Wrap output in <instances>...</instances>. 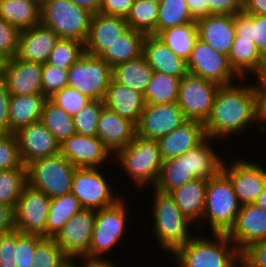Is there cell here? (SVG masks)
Segmentation results:
<instances>
[{
  "instance_id": "6da1fadb",
  "label": "cell",
  "mask_w": 266,
  "mask_h": 267,
  "mask_svg": "<svg viewBox=\"0 0 266 267\" xmlns=\"http://www.w3.org/2000/svg\"><path fill=\"white\" fill-rule=\"evenodd\" d=\"M246 79L240 78L239 85L235 82L219 86L210 115L204 123L206 137L222 140L232 137V134L239 135L251 123L257 124L255 87L244 83Z\"/></svg>"
},
{
  "instance_id": "7a4b0ae2",
  "label": "cell",
  "mask_w": 266,
  "mask_h": 267,
  "mask_svg": "<svg viewBox=\"0 0 266 267\" xmlns=\"http://www.w3.org/2000/svg\"><path fill=\"white\" fill-rule=\"evenodd\" d=\"M194 236L172 255L177 267H242L241 252L227 234Z\"/></svg>"
},
{
  "instance_id": "3957f363",
  "label": "cell",
  "mask_w": 266,
  "mask_h": 267,
  "mask_svg": "<svg viewBox=\"0 0 266 267\" xmlns=\"http://www.w3.org/2000/svg\"><path fill=\"white\" fill-rule=\"evenodd\" d=\"M153 191L152 233L160 249L172 255L194 236L189 229L193 223L183 215L169 193H162L154 188Z\"/></svg>"
},
{
  "instance_id": "277c9868",
  "label": "cell",
  "mask_w": 266,
  "mask_h": 267,
  "mask_svg": "<svg viewBox=\"0 0 266 267\" xmlns=\"http://www.w3.org/2000/svg\"><path fill=\"white\" fill-rule=\"evenodd\" d=\"M113 158V161L119 162V171L124 170L138 190L142 191L148 185L155 186L163 163L157 140L136 135L130 144L118 150Z\"/></svg>"
},
{
  "instance_id": "5b68a950",
  "label": "cell",
  "mask_w": 266,
  "mask_h": 267,
  "mask_svg": "<svg viewBox=\"0 0 266 267\" xmlns=\"http://www.w3.org/2000/svg\"><path fill=\"white\" fill-rule=\"evenodd\" d=\"M240 206L232 182L221 170L208 180L204 212L197 229L208 222L212 233L227 234L235 224Z\"/></svg>"
},
{
  "instance_id": "8992f818",
  "label": "cell",
  "mask_w": 266,
  "mask_h": 267,
  "mask_svg": "<svg viewBox=\"0 0 266 267\" xmlns=\"http://www.w3.org/2000/svg\"><path fill=\"white\" fill-rule=\"evenodd\" d=\"M93 14L71 0H45L41 4V24L59 38L87 41Z\"/></svg>"
},
{
  "instance_id": "52a82bcc",
  "label": "cell",
  "mask_w": 266,
  "mask_h": 267,
  "mask_svg": "<svg viewBox=\"0 0 266 267\" xmlns=\"http://www.w3.org/2000/svg\"><path fill=\"white\" fill-rule=\"evenodd\" d=\"M76 167L60 153L31 162L27 166V182L48 197L71 193Z\"/></svg>"
},
{
  "instance_id": "ba28073f",
  "label": "cell",
  "mask_w": 266,
  "mask_h": 267,
  "mask_svg": "<svg viewBox=\"0 0 266 267\" xmlns=\"http://www.w3.org/2000/svg\"><path fill=\"white\" fill-rule=\"evenodd\" d=\"M125 201L126 199L121 198L110 207L96 210L88 258H106L103 255L110 253L122 238L124 240L129 217Z\"/></svg>"
},
{
  "instance_id": "9c48e42d",
  "label": "cell",
  "mask_w": 266,
  "mask_h": 267,
  "mask_svg": "<svg viewBox=\"0 0 266 267\" xmlns=\"http://www.w3.org/2000/svg\"><path fill=\"white\" fill-rule=\"evenodd\" d=\"M112 79V67L100 57L83 54L68 69L67 86L91 100L103 101Z\"/></svg>"
},
{
  "instance_id": "30bf717a",
  "label": "cell",
  "mask_w": 266,
  "mask_h": 267,
  "mask_svg": "<svg viewBox=\"0 0 266 267\" xmlns=\"http://www.w3.org/2000/svg\"><path fill=\"white\" fill-rule=\"evenodd\" d=\"M101 168H76L71 193L82 208L100 210L114 205L121 195H115L111 183L102 173ZM106 174V175H104ZM105 176V177H104Z\"/></svg>"
},
{
  "instance_id": "8fae6325",
  "label": "cell",
  "mask_w": 266,
  "mask_h": 267,
  "mask_svg": "<svg viewBox=\"0 0 266 267\" xmlns=\"http://www.w3.org/2000/svg\"><path fill=\"white\" fill-rule=\"evenodd\" d=\"M218 84L187 74L181 78L177 104L187 120L205 123L210 115Z\"/></svg>"
},
{
  "instance_id": "7c38bea8",
  "label": "cell",
  "mask_w": 266,
  "mask_h": 267,
  "mask_svg": "<svg viewBox=\"0 0 266 267\" xmlns=\"http://www.w3.org/2000/svg\"><path fill=\"white\" fill-rule=\"evenodd\" d=\"M187 62L188 74L212 81L218 85H228L240 80L231 68L228 56L217 52L209 44L197 39Z\"/></svg>"
},
{
  "instance_id": "4fadbf2b",
  "label": "cell",
  "mask_w": 266,
  "mask_h": 267,
  "mask_svg": "<svg viewBox=\"0 0 266 267\" xmlns=\"http://www.w3.org/2000/svg\"><path fill=\"white\" fill-rule=\"evenodd\" d=\"M51 198L27 184L14 208V230L45 238Z\"/></svg>"
},
{
  "instance_id": "5bb4252c",
  "label": "cell",
  "mask_w": 266,
  "mask_h": 267,
  "mask_svg": "<svg viewBox=\"0 0 266 267\" xmlns=\"http://www.w3.org/2000/svg\"><path fill=\"white\" fill-rule=\"evenodd\" d=\"M96 218V210L82 208L53 238L70 259L87 257Z\"/></svg>"
},
{
  "instance_id": "9a60e30c",
  "label": "cell",
  "mask_w": 266,
  "mask_h": 267,
  "mask_svg": "<svg viewBox=\"0 0 266 267\" xmlns=\"http://www.w3.org/2000/svg\"><path fill=\"white\" fill-rule=\"evenodd\" d=\"M223 161L222 171L232 182L240 205L254 204L266 186V170L257 162L237 159L231 164Z\"/></svg>"
},
{
  "instance_id": "2e32d148",
  "label": "cell",
  "mask_w": 266,
  "mask_h": 267,
  "mask_svg": "<svg viewBox=\"0 0 266 267\" xmlns=\"http://www.w3.org/2000/svg\"><path fill=\"white\" fill-rule=\"evenodd\" d=\"M186 121L177 103L146 104L136 124V135L158 140Z\"/></svg>"
},
{
  "instance_id": "e0dca14e",
  "label": "cell",
  "mask_w": 266,
  "mask_h": 267,
  "mask_svg": "<svg viewBox=\"0 0 266 267\" xmlns=\"http://www.w3.org/2000/svg\"><path fill=\"white\" fill-rule=\"evenodd\" d=\"M59 153L76 168H101L108 159L112 163L114 156L97 136L78 133L60 143Z\"/></svg>"
},
{
  "instance_id": "ac0fdd59",
  "label": "cell",
  "mask_w": 266,
  "mask_h": 267,
  "mask_svg": "<svg viewBox=\"0 0 266 267\" xmlns=\"http://www.w3.org/2000/svg\"><path fill=\"white\" fill-rule=\"evenodd\" d=\"M14 134L21 161L26 167L33 161L59 154V142L40 121L31 123Z\"/></svg>"
},
{
  "instance_id": "d6986e66",
  "label": "cell",
  "mask_w": 266,
  "mask_h": 267,
  "mask_svg": "<svg viewBox=\"0 0 266 267\" xmlns=\"http://www.w3.org/2000/svg\"><path fill=\"white\" fill-rule=\"evenodd\" d=\"M42 64L13 57L3 61L1 78L10 95L42 93Z\"/></svg>"
},
{
  "instance_id": "ffe728a7",
  "label": "cell",
  "mask_w": 266,
  "mask_h": 267,
  "mask_svg": "<svg viewBox=\"0 0 266 267\" xmlns=\"http://www.w3.org/2000/svg\"><path fill=\"white\" fill-rule=\"evenodd\" d=\"M227 235L241 253L251 244L266 239V211L255 204L240 206Z\"/></svg>"
},
{
  "instance_id": "44dd1931",
  "label": "cell",
  "mask_w": 266,
  "mask_h": 267,
  "mask_svg": "<svg viewBox=\"0 0 266 267\" xmlns=\"http://www.w3.org/2000/svg\"><path fill=\"white\" fill-rule=\"evenodd\" d=\"M129 29L126 18L96 13L92 16L85 53L100 57L119 36Z\"/></svg>"
},
{
  "instance_id": "7402d4cb",
  "label": "cell",
  "mask_w": 266,
  "mask_h": 267,
  "mask_svg": "<svg viewBox=\"0 0 266 267\" xmlns=\"http://www.w3.org/2000/svg\"><path fill=\"white\" fill-rule=\"evenodd\" d=\"M96 136L114 155L134 139L136 124L104 106L97 123Z\"/></svg>"
},
{
  "instance_id": "603a6c76",
  "label": "cell",
  "mask_w": 266,
  "mask_h": 267,
  "mask_svg": "<svg viewBox=\"0 0 266 267\" xmlns=\"http://www.w3.org/2000/svg\"><path fill=\"white\" fill-rule=\"evenodd\" d=\"M198 38L217 52L229 55L236 37L233 15L209 14L196 20Z\"/></svg>"
},
{
  "instance_id": "cb8c5ba5",
  "label": "cell",
  "mask_w": 266,
  "mask_h": 267,
  "mask_svg": "<svg viewBox=\"0 0 266 267\" xmlns=\"http://www.w3.org/2000/svg\"><path fill=\"white\" fill-rule=\"evenodd\" d=\"M59 36L41 23L22 30L19 36L16 58L36 63H47Z\"/></svg>"
},
{
  "instance_id": "d4e9b609",
  "label": "cell",
  "mask_w": 266,
  "mask_h": 267,
  "mask_svg": "<svg viewBox=\"0 0 266 267\" xmlns=\"http://www.w3.org/2000/svg\"><path fill=\"white\" fill-rule=\"evenodd\" d=\"M205 138L204 124L194 120H187L157 140L161 158L164 161L184 155Z\"/></svg>"
},
{
  "instance_id": "484cf974",
  "label": "cell",
  "mask_w": 266,
  "mask_h": 267,
  "mask_svg": "<svg viewBox=\"0 0 266 267\" xmlns=\"http://www.w3.org/2000/svg\"><path fill=\"white\" fill-rule=\"evenodd\" d=\"M142 55L155 72L183 78L188 74L187 62L177 56L157 35H146Z\"/></svg>"
},
{
  "instance_id": "4316f807",
  "label": "cell",
  "mask_w": 266,
  "mask_h": 267,
  "mask_svg": "<svg viewBox=\"0 0 266 267\" xmlns=\"http://www.w3.org/2000/svg\"><path fill=\"white\" fill-rule=\"evenodd\" d=\"M103 105L137 124L146 104L143 93L111 79Z\"/></svg>"
},
{
  "instance_id": "83f0119b",
  "label": "cell",
  "mask_w": 266,
  "mask_h": 267,
  "mask_svg": "<svg viewBox=\"0 0 266 267\" xmlns=\"http://www.w3.org/2000/svg\"><path fill=\"white\" fill-rule=\"evenodd\" d=\"M47 98L43 94L10 95L9 99V134L40 121Z\"/></svg>"
},
{
  "instance_id": "f1b7e54d",
  "label": "cell",
  "mask_w": 266,
  "mask_h": 267,
  "mask_svg": "<svg viewBox=\"0 0 266 267\" xmlns=\"http://www.w3.org/2000/svg\"><path fill=\"white\" fill-rule=\"evenodd\" d=\"M207 184L206 179H194L169 193L183 215L194 223L195 227L201 222L204 212Z\"/></svg>"
},
{
  "instance_id": "f546056e",
  "label": "cell",
  "mask_w": 266,
  "mask_h": 267,
  "mask_svg": "<svg viewBox=\"0 0 266 267\" xmlns=\"http://www.w3.org/2000/svg\"><path fill=\"white\" fill-rule=\"evenodd\" d=\"M211 141H216L210 137H206L195 148L187 151L188 172H191L195 179H206L217 175L222 170L224 159L214 151Z\"/></svg>"
},
{
  "instance_id": "4dcf8cb0",
  "label": "cell",
  "mask_w": 266,
  "mask_h": 267,
  "mask_svg": "<svg viewBox=\"0 0 266 267\" xmlns=\"http://www.w3.org/2000/svg\"><path fill=\"white\" fill-rule=\"evenodd\" d=\"M0 17L20 31L41 22V4L36 0H0Z\"/></svg>"
},
{
  "instance_id": "1f68e13d",
  "label": "cell",
  "mask_w": 266,
  "mask_h": 267,
  "mask_svg": "<svg viewBox=\"0 0 266 267\" xmlns=\"http://www.w3.org/2000/svg\"><path fill=\"white\" fill-rule=\"evenodd\" d=\"M146 35L129 28L100 56L111 67L139 58L143 52Z\"/></svg>"
},
{
  "instance_id": "d6a6232c",
  "label": "cell",
  "mask_w": 266,
  "mask_h": 267,
  "mask_svg": "<svg viewBox=\"0 0 266 267\" xmlns=\"http://www.w3.org/2000/svg\"><path fill=\"white\" fill-rule=\"evenodd\" d=\"M152 74L153 70L143 55L137 59L112 67V79L115 82L121 83L143 94L150 82Z\"/></svg>"
},
{
  "instance_id": "836d02e7",
  "label": "cell",
  "mask_w": 266,
  "mask_h": 267,
  "mask_svg": "<svg viewBox=\"0 0 266 267\" xmlns=\"http://www.w3.org/2000/svg\"><path fill=\"white\" fill-rule=\"evenodd\" d=\"M81 209L78 198L72 193L51 198L45 227V238H54L63 225Z\"/></svg>"
},
{
  "instance_id": "e575fe53",
  "label": "cell",
  "mask_w": 266,
  "mask_h": 267,
  "mask_svg": "<svg viewBox=\"0 0 266 267\" xmlns=\"http://www.w3.org/2000/svg\"><path fill=\"white\" fill-rule=\"evenodd\" d=\"M231 68L240 78L254 74L261 63V53L252 40L235 38L228 55Z\"/></svg>"
},
{
  "instance_id": "d590c367",
  "label": "cell",
  "mask_w": 266,
  "mask_h": 267,
  "mask_svg": "<svg viewBox=\"0 0 266 267\" xmlns=\"http://www.w3.org/2000/svg\"><path fill=\"white\" fill-rule=\"evenodd\" d=\"M194 179L191 172H188L186 152L179 157L163 161L158 180L153 188L162 193H170Z\"/></svg>"
},
{
  "instance_id": "8d00e7d4",
  "label": "cell",
  "mask_w": 266,
  "mask_h": 267,
  "mask_svg": "<svg viewBox=\"0 0 266 267\" xmlns=\"http://www.w3.org/2000/svg\"><path fill=\"white\" fill-rule=\"evenodd\" d=\"M157 36L179 57L187 61L198 39L196 23H187L175 27H169L157 34Z\"/></svg>"
},
{
  "instance_id": "74e56055",
  "label": "cell",
  "mask_w": 266,
  "mask_h": 267,
  "mask_svg": "<svg viewBox=\"0 0 266 267\" xmlns=\"http://www.w3.org/2000/svg\"><path fill=\"white\" fill-rule=\"evenodd\" d=\"M181 78L153 71L144 92L145 104L177 103Z\"/></svg>"
},
{
  "instance_id": "f35d334b",
  "label": "cell",
  "mask_w": 266,
  "mask_h": 267,
  "mask_svg": "<svg viewBox=\"0 0 266 267\" xmlns=\"http://www.w3.org/2000/svg\"><path fill=\"white\" fill-rule=\"evenodd\" d=\"M40 122L52 133L59 144L76 133L73 116L50 99H47L44 104Z\"/></svg>"
},
{
  "instance_id": "ab89813d",
  "label": "cell",
  "mask_w": 266,
  "mask_h": 267,
  "mask_svg": "<svg viewBox=\"0 0 266 267\" xmlns=\"http://www.w3.org/2000/svg\"><path fill=\"white\" fill-rule=\"evenodd\" d=\"M236 37L252 40L258 51L266 52V16L246 14L233 15Z\"/></svg>"
},
{
  "instance_id": "60d3db41",
  "label": "cell",
  "mask_w": 266,
  "mask_h": 267,
  "mask_svg": "<svg viewBox=\"0 0 266 267\" xmlns=\"http://www.w3.org/2000/svg\"><path fill=\"white\" fill-rule=\"evenodd\" d=\"M158 8L159 3L152 0H134L126 17L128 27L145 35H156Z\"/></svg>"
},
{
  "instance_id": "b9f144b4",
  "label": "cell",
  "mask_w": 266,
  "mask_h": 267,
  "mask_svg": "<svg viewBox=\"0 0 266 267\" xmlns=\"http://www.w3.org/2000/svg\"><path fill=\"white\" fill-rule=\"evenodd\" d=\"M187 23H196L186 0H163L159 3L156 35L162 30Z\"/></svg>"
},
{
  "instance_id": "7bdbcfd3",
  "label": "cell",
  "mask_w": 266,
  "mask_h": 267,
  "mask_svg": "<svg viewBox=\"0 0 266 267\" xmlns=\"http://www.w3.org/2000/svg\"><path fill=\"white\" fill-rule=\"evenodd\" d=\"M27 184V167L0 171V203L15 208Z\"/></svg>"
},
{
  "instance_id": "ee69618b",
  "label": "cell",
  "mask_w": 266,
  "mask_h": 267,
  "mask_svg": "<svg viewBox=\"0 0 266 267\" xmlns=\"http://www.w3.org/2000/svg\"><path fill=\"white\" fill-rule=\"evenodd\" d=\"M85 54L83 42L74 39L59 38L52 49L48 64L62 69H69L82 55Z\"/></svg>"
},
{
  "instance_id": "f6af8a7d",
  "label": "cell",
  "mask_w": 266,
  "mask_h": 267,
  "mask_svg": "<svg viewBox=\"0 0 266 267\" xmlns=\"http://www.w3.org/2000/svg\"><path fill=\"white\" fill-rule=\"evenodd\" d=\"M34 267H63L70 259L53 238H42L34 251Z\"/></svg>"
},
{
  "instance_id": "bcb514c9",
  "label": "cell",
  "mask_w": 266,
  "mask_h": 267,
  "mask_svg": "<svg viewBox=\"0 0 266 267\" xmlns=\"http://www.w3.org/2000/svg\"><path fill=\"white\" fill-rule=\"evenodd\" d=\"M103 107V101L92 100L73 115L76 133L85 136H96L97 123Z\"/></svg>"
},
{
  "instance_id": "7dc6e473",
  "label": "cell",
  "mask_w": 266,
  "mask_h": 267,
  "mask_svg": "<svg viewBox=\"0 0 266 267\" xmlns=\"http://www.w3.org/2000/svg\"><path fill=\"white\" fill-rule=\"evenodd\" d=\"M42 93L49 99L56 92L67 86L68 69L54 67L48 63L42 64Z\"/></svg>"
},
{
  "instance_id": "c3c4849f",
  "label": "cell",
  "mask_w": 266,
  "mask_h": 267,
  "mask_svg": "<svg viewBox=\"0 0 266 267\" xmlns=\"http://www.w3.org/2000/svg\"><path fill=\"white\" fill-rule=\"evenodd\" d=\"M54 104L73 116L92 100L69 86L64 87L49 98Z\"/></svg>"
},
{
  "instance_id": "681fc988",
  "label": "cell",
  "mask_w": 266,
  "mask_h": 267,
  "mask_svg": "<svg viewBox=\"0 0 266 267\" xmlns=\"http://www.w3.org/2000/svg\"><path fill=\"white\" fill-rule=\"evenodd\" d=\"M26 167L23 165L15 134H0V171Z\"/></svg>"
},
{
  "instance_id": "f907efd6",
  "label": "cell",
  "mask_w": 266,
  "mask_h": 267,
  "mask_svg": "<svg viewBox=\"0 0 266 267\" xmlns=\"http://www.w3.org/2000/svg\"><path fill=\"white\" fill-rule=\"evenodd\" d=\"M43 237L22 234L16 230V267H34V251Z\"/></svg>"
},
{
  "instance_id": "816d5d0a",
  "label": "cell",
  "mask_w": 266,
  "mask_h": 267,
  "mask_svg": "<svg viewBox=\"0 0 266 267\" xmlns=\"http://www.w3.org/2000/svg\"><path fill=\"white\" fill-rule=\"evenodd\" d=\"M20 30L0 17V58L5 61L16 56Z\"/></svg>"
},
{
  "instance_id": "f5cc1de1",
  "label": "cell",
  "mask_w": 266,
  "mask_h": 267,
  "mask_svg": "<svg viewBox=\"0 0 266 267\" xmlns=\"http://www.w3.org/2000/svg\"><path fill=\"white\" fill-rule=\"evenodd\" d=\"M242 267H266V239L251 244L241 253Z\"/></svg>"
},
{
  "instance_id": "db71d44e",
  "label": "cell",
  "mask_w": 266,
  "mask_h": 267,
  "mask_svg": "<svg viewBox=\"0 0 266 267\" xmlns=\"http://www.w3.org/2000/svg\"><path fill=\"white\" fill-rule=\"evenodd\" d=\"M16 230L0 235V267H16Z\"/></svg>"
},
{
  "instance_id": "11a10c76",
  "label": "cell",
  "mask_w": 266,
  "mask_h": 267,
  "mask_svg": "<svg viewBox=\"0 0 266 267\" xmlns=\"http://www.w3.org/2000/svg\"><path fill=\"white\" fill-rule=\"evenodd\" d=\"M133 3L134 0H102L99 13L126 18Z\"/></svg>"
},
{
  "instance_id": "9f6ffc18",
  "label": "cell",
  "mask_w": 266,
  "mask_h": 267,
  "mask_svg": "<svg viewBox=\"0 0 266 267\" xmlns=\"http://www.w3.org/2000/svg\"><path fill=\"white\" fill-rule=\"evenodd\" d=\"M209 14L235 15L242 12L243 0H207Z\"/></svg>"
},
{
  "instance_id": "6f0895ef",
  "label": "cell",
  "mask_w": 266,
  "mask_h": 267,
  "mask_svg": "<svg viewBox=\"0 0 266 267\" xmlns=\"http://www.w3.org/2000/svg\"><path fill=\"white\" fill-rule=\"evenodd\" d=\"M256 93V121L258 132H266V83L254 84ZM265 124V125H264Z\"/></svg>"
},
{
  "instance_id": "680465c9",
  "label": "cell",
  "mask_w": 266,
  "mask_h": 267,
  "mask_svg": "<svg viewBox=\"0 0 266 267\" xmlns=\"http://www.w3.org/2000/svg\"><path fill=\"white\" fill-rule=\"evenodd\" d=\"M9 99L10 93L7 91L3 79L0 77V134H9Z\"/></svg>"
},
{
  "instance_id": "91938a15",
  "label": "cell",
  "mask_w": 266,
  "mask_h": 267,
  "mask_svg": "<svg viewBox=\"0 0 266 267\" xmlns=\"http://www.w3.org/2000/svg\"><path fill=\"white\" fill-rule=\"evenodd\" d=\"M14 230V208L0 203V235Z\"/></svg>"
},
{
  "instance_id": "94428289",
  "label": "cell",
  "mask_w": 266,
  "mask_h": 267,
  "mask_svg": "<svg viewBox=\"0 0 266 267\" xmlns=\"http://www.w3.org/2000/svg\"><path fill=\"white\" fill-rule=\"evenodd\" d=\"M242 12L266 16V0H243Z\"/></svg>"
},
{
  "instance_id": "6125c7cd",
  "label": "cell",
  "mask_w": 266,
  "mask_h": 267,
  "mask_svg": "<svg viewBox=\"0 0 266 267\" xmlns=\"http://www.w3.org/2000/svg\"><path fill=\"white\" fill-rule=\"evenodd\" d=\"M189 11L195 20L208 15L207 0H186Z\"/></svg>"
},
{
  "instance_id": "be15d7a7",
  "label": "cell",
  "mask_w": 266,
  "mask_h": 267,
  "mask_svg": "<svg viewBox=\"0 0 266 267\" xmlns=\"http://www.w3.org/2000/svg\"><path fill=\"white\" fill-rule=\"evenodd\" d=\"M74 261L78 262L77 264L78 267H117L116 263L115 264L114 262L112 263V260H109L107 258L102 259V258L82 257V258L74 259Z\"/></svg>"
},
{
  "instance_id": "e7e4bbea",
  "label": "cell",
  "mask_w": 266,
  "mask_h": 267,
  "mask_svg": "<svg viewBox=\"0 0 266 267\" xmlns=\"http://www.w3.org/2000/svg\"><path fill=\"white\" fill-rule=\"evenodd\" d=\"M71 1L75 5L91 12L93 15L99 12L100 5L102 3V0H71Z\"/></svg>"
},
{
  "instance_id": "03108f58",
  "label": "cell",
  "mask_w": 266,
  "mask_h": 267,
  "mask_svg": "<svg viewBox=\"0 0 266 267\" xmlns=\"http://www.w3.org/2000/svg\"><path fill=\"white\" fill-rule=\"evenodd\" d=\"M256 75V82L257 83H266V52L261 55V63L257 71L253 74Z\"/></svg>"
},
{
  "instance_id": "003e7915",
  "label": "cell",
  "mask_w": 266,
  "mask_h": 267,
  "mask_svg": "<svg viewBox=\"0 0 266 267\" xmlns=\"http://www.w3.org/2000/svg\"><path fill=\"white\" fill-rule=\"evenodd\" d=\"M254 204L262 210L266 211V186L263 191L258 195Z\"/></svg>"
},
{
  "instance_id": "a7ac6f4b",
  "label": "cell",
  "mask_w": 266,
  "mask_h": 267,
  "mask_svg": "<svg viewBox=\"0 0 266 267\" xmlns=\"http://www.w3.org/2000/svg\"><path fill=\"white\" fill-rule=\"evenodd\" d=\"M63 267H78L77 263H75L73 260H70L65 266Z\"/></svg>"
},
{
  "instance_id": "89a4df30",
  "label": "cell",
  "mask_w": 266,
  "mask_h": 267,
  "mask_svg": "<svg viewBox=\"0 0 266 267\" xmlns=\"http://www.w3.org/2000/svg\"><path fill=\"white\" fill-rule=\"evenodd\" d=\"M2 64H3V60L0 58V77H1V71H2Z\"/></svg>"
},
{
  "instance_id": "2644e50d",
  "label": "cell",
  "mask_w": 266,
  "mask_h": 267,
  "mask_svg": "<svg viewBox=\"0 0 266 267\" xmlns=\"http://www.w3.org/2000/svg\"><path fill=\"white\" fill-rule=\"evenodd\" d=\"M154 2H157V3H161L163 0H152Z\"/></svg>"
},
{
  "instance_id": "8c879c8a",
  "label": "cell",
  "mask_w": 266,
  "mask_h": 267,
  "mask_svg": "<svg viewBox=\"0 0 266 267\" xmlns=\"http://www.w3.org/2000/svg\"><path fill=\"white\" fill-rule=\"evenodd\" d=\"M36 1L42 4L45 0H36Z\"/></svg>"
}]
</instances>
